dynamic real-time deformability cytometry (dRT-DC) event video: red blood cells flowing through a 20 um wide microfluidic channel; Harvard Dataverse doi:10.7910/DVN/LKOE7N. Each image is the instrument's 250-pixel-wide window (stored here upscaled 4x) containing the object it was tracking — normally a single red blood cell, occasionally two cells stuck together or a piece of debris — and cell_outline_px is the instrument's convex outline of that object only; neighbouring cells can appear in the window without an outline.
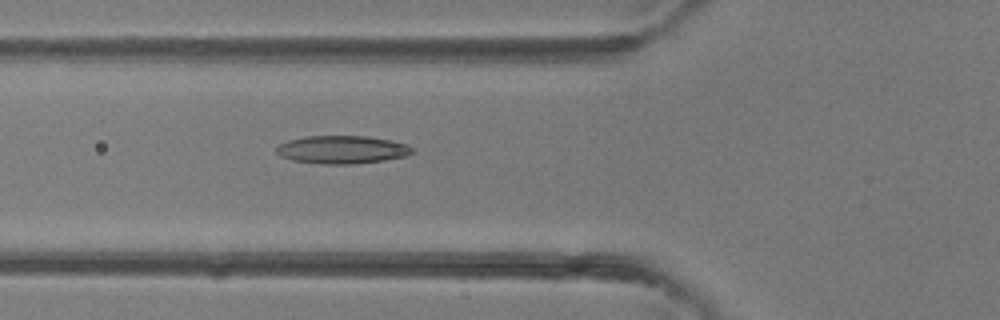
{"species": "common noctule bat (a hibernating species)", "species_latin": "Nyctalus noctula", "temperature_condition": "room temperature", "stored_images_in_passage": 23, "camera_frame_rate_fps": 3000, "um_per_image_px": 0.085, "animal": {"sex": "female"}, "frame": {"image": 1, "passage_image": 15, "time_ms": 4.667, "image_size_px": [1000, 320], "cell_outline_px": [[412, 152], [404, 156], [384, 160], [352, 164], [320, 164], [292, 160], [280, 156], [276, 152], [276, 144], [288, 140], [304, 136], [368, 136], [392, 140], [404, 144], [412, 148]], "centroid_in_image_um": [29.0, 12.71], "position_along_channel_um": 96.8, "area_um2": 22.2}}
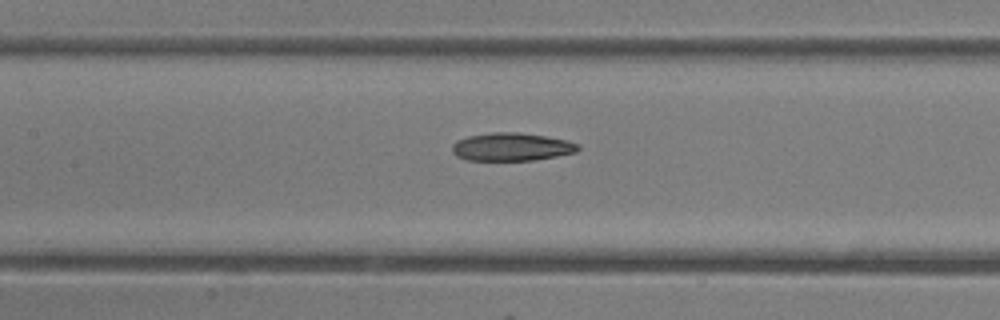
{"frame": {"image": 2, "passage_image": 19, "time_ms": 6.0, "image_size_px": [1000, 320], "cell_outline_px": [[580, 148], [576, 152], [556, 156], [532, 160], [468, 160], [456, 156], [452, 152], [452, 144], [456, 140], [468, 136], [492, 132], [520, 132], [544, 136], [564, 140], [580, 144]], "centroid_in_image_um": [43.45, 12.48], "position_along_channel_um": 163.9, "area_um2": 20.52}}
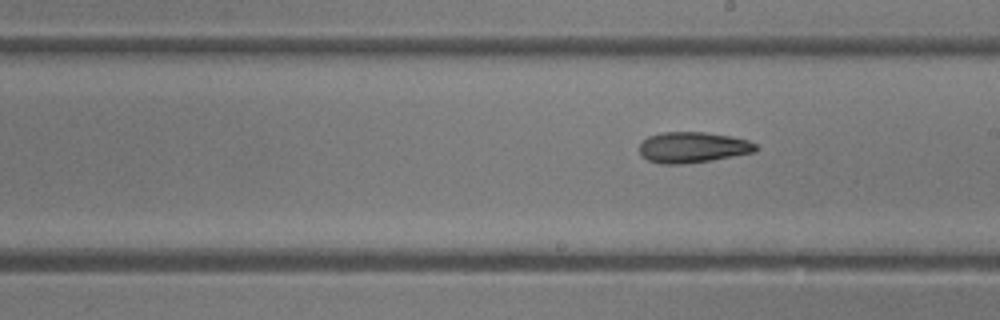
{"frame": {"image": 3, "passage_image": 23, "time_ms": 7.333, "image_size_px": [1000, 320], "cell_outline_px": [[760, 148], [756, 152], [712, 160], [684, 164], [660, 164], [648, 160], [640, 152], [640, 144], [648, 136], [664, 132], [704, 132], [728, 136], [748, 140], [756, 144]], "centroid_in_image_um": [58.92, 12.53], "position_along_channel_um": 230.1, "area_um2": 20.87}}